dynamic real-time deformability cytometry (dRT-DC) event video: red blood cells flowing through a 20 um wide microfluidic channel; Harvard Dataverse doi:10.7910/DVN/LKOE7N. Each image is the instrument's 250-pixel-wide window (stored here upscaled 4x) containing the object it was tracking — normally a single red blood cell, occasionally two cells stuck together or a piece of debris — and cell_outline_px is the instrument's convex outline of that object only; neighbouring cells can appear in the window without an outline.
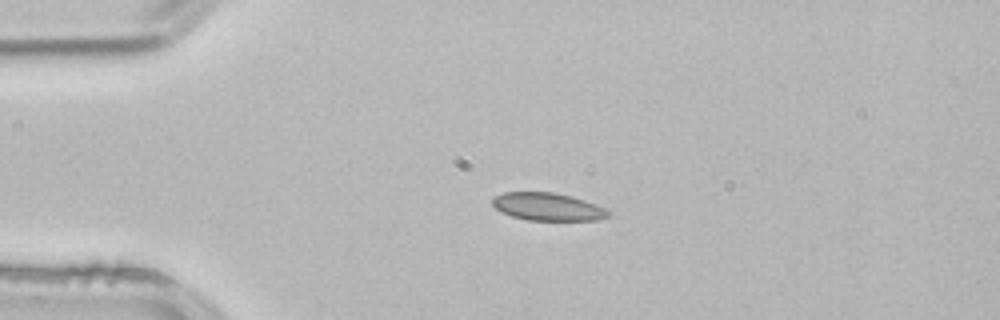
{"species": "common noctule bat (a hibernating species)", "species_latin": "Nyctalus noctula", "temperature_condition": "room temperature", "stored_images_in_passage": 2, "camera_frame_rate_fps": 3000, "um_per_image_px": 0.085, "animal": {"sex": "male", "body_mass_g": 21.5, "forearm_length_mm": 52.0}, "frame": {"image": 1, "passage_image": 2, "time_ms": 0.333, "image_size_px": [1000, 320], "cell_outline_px": [[608, 216], [596, 220], [528, 220], [512, 216], [500, 212], [492, 204], [492, 200], [496, 196], [504, 192], [552, 192], [572, 196], [584, 200], [604, 208], [608, 212]], "centroid_in_image_um": [46.51, 17.57], "position_along_channel_um": 38.5, "area_um2": 18.5}}